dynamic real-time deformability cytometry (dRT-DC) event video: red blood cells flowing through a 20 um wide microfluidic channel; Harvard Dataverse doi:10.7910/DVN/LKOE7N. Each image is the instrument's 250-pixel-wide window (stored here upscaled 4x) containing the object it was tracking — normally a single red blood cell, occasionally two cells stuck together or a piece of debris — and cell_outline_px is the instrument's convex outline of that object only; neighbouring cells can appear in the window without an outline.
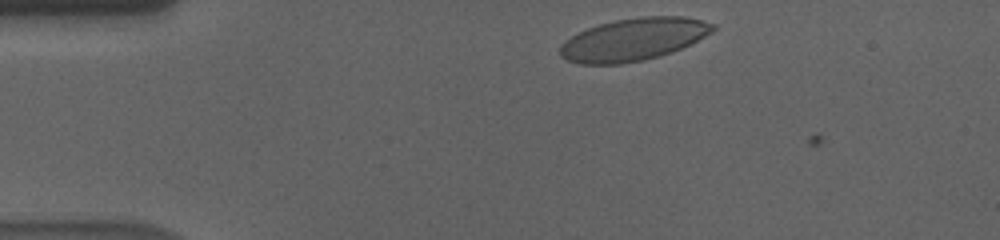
{"species": "human", "species_latin": "Homo sapiens", "temperature_condition": "cold", "stored_images_in_passage": 40, "camera_frame_rate_fps": 3000, "um_per_image_px": 0.085, "donor": {"sex": "male"}, "frame": {"image": 1, "passage_image": 2, "time_ms": 0.333, "image_size_px": [1000, 240], "cell_outline_px": [[716, 28], [712, 32], [672, 52], [660, 56], [644, 60], [620, 64], [580, 64], [568, 60], [560, 56], [560, 44], [572, 36], [588, 28], [600, 24], [616, 20], [640, 16], [684, 16], [716, 24]], "centroid_in_image_um": [53.84, 3.35], "position_along_channel_um": 31.2, "area_um2": 37.57}}
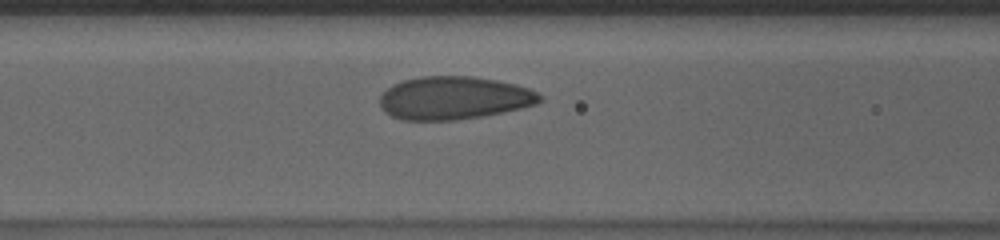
{"frame": {"image": 2, "passage_image": 15, "time_ms": 4.667, "image_size_px": [1000, 240], "cell_outline_px": [[544, 96], [536, 104], [520, 108], [480, 116], [452, 120], [404, 120], [392, 116], [380, 108], [380, 96], [392, 84], [404, 80], [420, 76], [472, 76], [496, 80], [516, 84], [528, 88]], "centroid_in_image_um": [38.56, 8.32], "position_along_channel_um": 128.0, "area_um2": 39.88}}
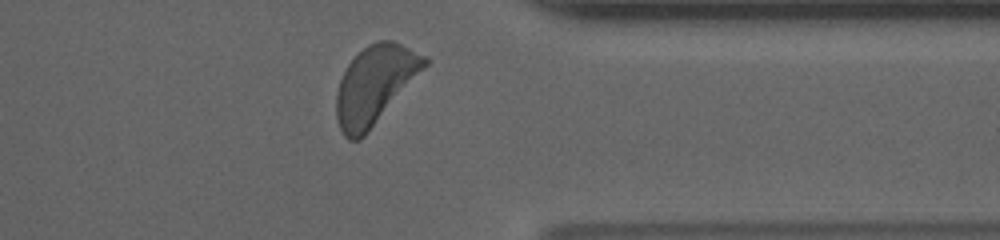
{"frame": {"image": 3, "passage_image": 37, "time_ms": 12.0, "image_size_px": [1000, 240], "cell_outline_px": [[428, 64], [368, 132], [360, 140], [348, 140], [344, 136], [340, 128], [336, 116], [336, 92], [340, 80], [348, 64], [368, 44], [376, 40], [392, 40], [428, 56]], "centroid_in_image_um": [31.86, 7.2], "position_along_channel_um": 379.5, "area_um2": 39.82}, "authors_computed_cell_mechanics": {"area_um2": 39.0728, "velocity_mm_per_s": 3.528, "shape_relaxation_time_tau1_ms": 2.5259, "shape_relaxation_time_tau2_ms": null, "deformation_change_tau1": 0.1042, "deformation_change_tau2": null}}